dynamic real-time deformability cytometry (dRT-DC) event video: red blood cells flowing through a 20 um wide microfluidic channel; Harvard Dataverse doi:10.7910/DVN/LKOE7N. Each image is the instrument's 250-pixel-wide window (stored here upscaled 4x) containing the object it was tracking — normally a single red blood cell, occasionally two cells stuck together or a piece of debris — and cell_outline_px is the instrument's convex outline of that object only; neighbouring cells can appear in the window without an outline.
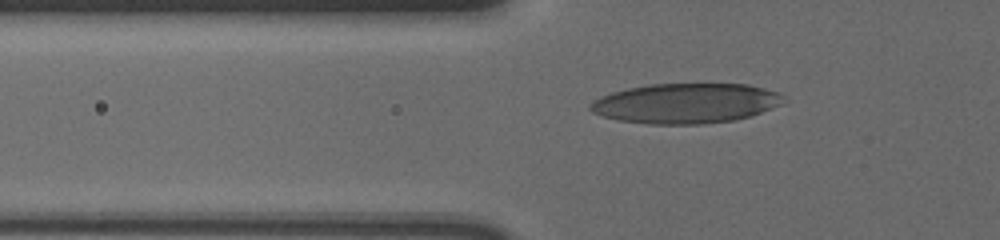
{"species": "human", "species_latin": "Homo sapiens", "temperature_condition": "cold", "stored_images_in_passage": 51, "camera_frame_rate_fps": 3000, "um_per_image_px": 0.085, "donor": {"sex": "male"}, "frame": {"image": 1, "passage_image": 17, "time_ms": 5.333, "image_size_px": [1000, 240], "cell_outline_px": [[784, 96], [780, 104], [760, 112], [748, 116], [732, 120], [700, 124], [652, 124], [620, 120], [604, 116], [592, 112], [588, 108], [588, 104], [600, 96], [612, 92], [628, 88], [648, 84], [748, 84], [764, 88], [776, 92]], "centroid_in_image_um": [58.23, 8.77], "position_along_channel_um": 67.6, "area_um2": 44.62}}
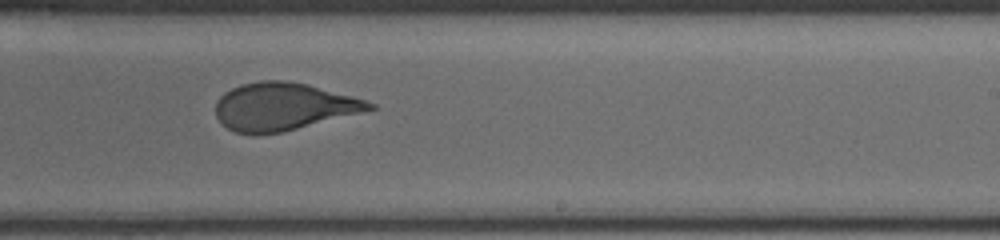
{"frame": {"image": 2, "passage_image": 34, "time_ms": 11.0, "image_size_px": [1000, 240], "cell_outline_px": [[376, 108], [280, 132], [236, 132], [228, 128], [216, 116], [216, 100], [224, 92], [232, 88], [244, 84], [260, 80], [284, 80], [308, 84], [352, 96], [376, 104]], "centroid_in_image_um": [24.06, 9.02], "position_along_channel_um": 264.9, "area_um2": 41.56}}
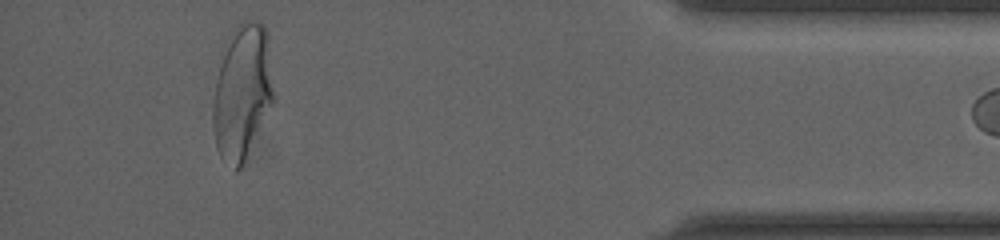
{"frame": {"image": 3, "passage_image": 50, "time_ms": 16.333, "image_size_px": [1000, 240], "cell_outline_px": [[276, 100], [240, 168], [236, 172], [220, 156], [216, 144], [212, 124], [212, 104], [216, 80], [220, 64], [228, 36], [236, 24], [244, 20], [252, 20], [260, 24], [264, 28], [268, 36], [276, 96]], "centroid_in_image_um": [20.62, 7.81], "position_along_channel_um": 414.6, "area_um2": 48.38}}